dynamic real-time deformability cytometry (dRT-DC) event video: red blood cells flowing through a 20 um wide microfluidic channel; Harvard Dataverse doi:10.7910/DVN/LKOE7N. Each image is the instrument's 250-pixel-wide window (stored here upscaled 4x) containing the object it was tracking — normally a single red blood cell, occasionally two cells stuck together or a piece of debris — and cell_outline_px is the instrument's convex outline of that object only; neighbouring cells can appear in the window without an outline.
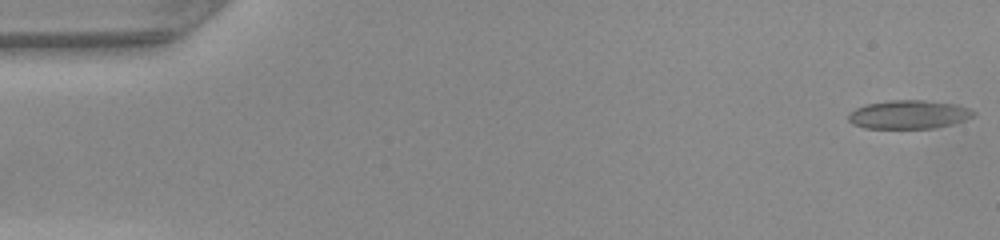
{"species": "common noctule bat (a hibernating species)", "species_latin": "Nyctalus noctula", "temperature_condition": "warm", "stored_images_in_passage": 48, "camera_frame_rate_fps": 3000, "um_per_image_px": 0.085, "animal": {"sex": "female", "body_mass_g": 22.0, "forearm_length_mm": 56.7}, "frame": {"image": 1, "passage_image": 1, "time_ms": 0.0, "image_size_px": [1000, 240], "cell_outline_px": [[976, 112], [972, 116], [964, 120], [932, 128], [864, 128], [852, 124], [848, 120], [848, 116], [856, 108], [868, 104], [892, 100], [924, 100], [952, 104], [968, 108]], "centroid_in_image_um": [77.2, 9.73], "position_along_channel_um": 7.8, "area_um2": 20.4}}
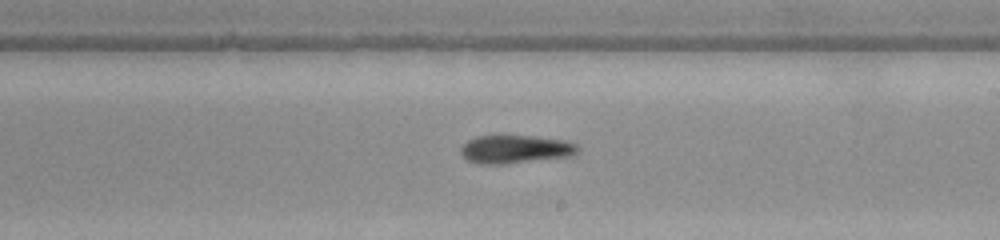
{"frame": {"image": 2, "passage_image": 28, "time_ms": 9.0, "image_size_px": [1000, 240], "cell_outline_px": [[580, 148], [576, 152], [568, 156], [504, 164], [476, 164], [468, 160], [460, 152], [460, 148], [468, 140], [476, 136], [528, 136], [564, 140], [576, 144]], "centroid_in_image_um": [43.76, 12.69], "position_along_channel_um": 245.2, "area_um2": 18.96}}
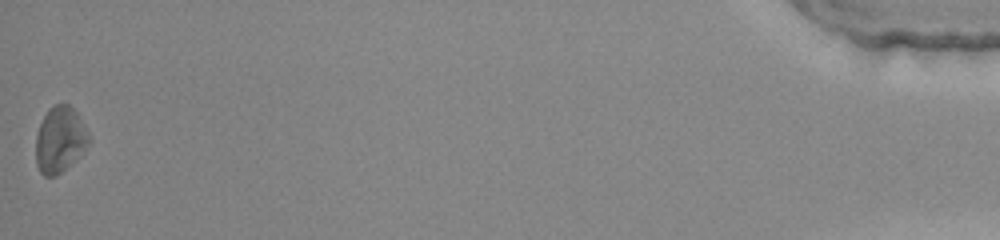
{"frame": {"image": 3, "passage_image": 48, "time_ms": 15.667, "image_size_px": [1000, 240], "cell_outline_px": [[88, 144], [56, 176], [44, 176], [40, 172], [36, 164], [36, 136], [40, 124], [48, 108], [56, 104], [68, 104], [76, 112], [88, 136]], "centroid_in_image_um": [5.02, 11.85], "position_along_channel_um": 430.2, "area_um2": 19.54}}